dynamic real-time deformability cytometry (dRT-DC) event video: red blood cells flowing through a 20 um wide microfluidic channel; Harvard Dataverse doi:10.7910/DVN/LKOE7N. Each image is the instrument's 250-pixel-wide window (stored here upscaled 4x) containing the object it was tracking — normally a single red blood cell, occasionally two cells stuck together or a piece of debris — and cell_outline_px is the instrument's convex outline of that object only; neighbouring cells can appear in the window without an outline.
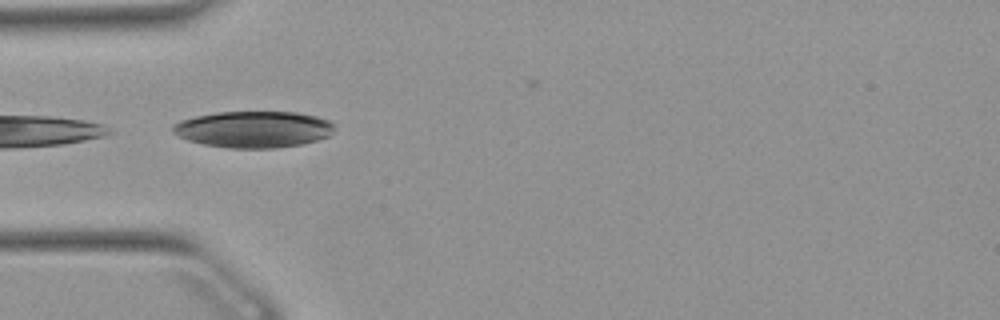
{"species": "Egyptian fruit bat (a non-hibernating species)", "species_latin": "Rousettus aegyptiacus", "temperature_condition": "warm", "stored_images_in_passage": 9, "camera_frame_rate_fps": 3000, "um_per_image_px": 0.085, "animal": {"sex": "female"}, "frame": {"image": 1, "passage_image": 1, "time_ms": 0.0, "image_size_px": [1000, 320], "cell_outline_px": [[332, 132], [328, 136], [316, 140], [300, 144], [276, 148], [228, 148], [204, 144], [188, 140], [172, 132], [172, 124], [180, 120], [196, 116], [216, 112], [296, 112], [316, 116], [328, 120], [332, 124]], "centroid_in_image_um": [21.51, 10.99], "position_along_channel_um": 63.5, "area_um2": 34.22}}